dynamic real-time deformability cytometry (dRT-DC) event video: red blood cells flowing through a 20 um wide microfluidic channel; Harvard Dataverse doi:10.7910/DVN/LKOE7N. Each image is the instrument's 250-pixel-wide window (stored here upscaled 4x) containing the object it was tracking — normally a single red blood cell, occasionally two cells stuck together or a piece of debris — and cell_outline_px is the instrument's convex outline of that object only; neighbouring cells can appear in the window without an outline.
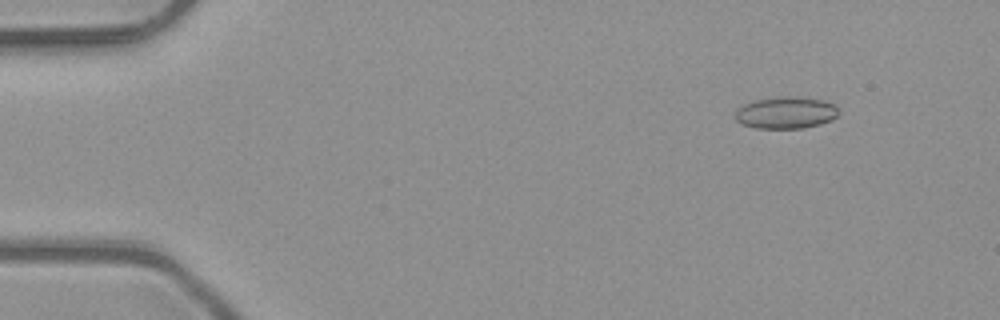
{"species": "common noctule bat (a hibernating species)", "species_latin": "Nyctalus noctula", "temperature_condition": "room temperature", "stored_images_in_passage": 51, "camera_frame_rate_fps": 3000, "um_per_image_px": 0.085, "animal": {"sex": "male", "body_mass_g": 23.1, "forearm_length_mm": 52.7}, "frame": {"image": 1, "passage_image": 6, "time_ms": 1.667, "image_size_px": [1000, 320], "cell_outline_px": [[836, 116], [832, 120], [820, 124], [804, 128], [756, 128], [744, 124], [736, 120], [736, 108], [752, 100], [776, 96], [800, 96], [824, 100], [836, 104]], "centroid_in_image_um": [66.79, 9.55], "position_along_channel_um": 18.2, "area_um2": 19.42}}
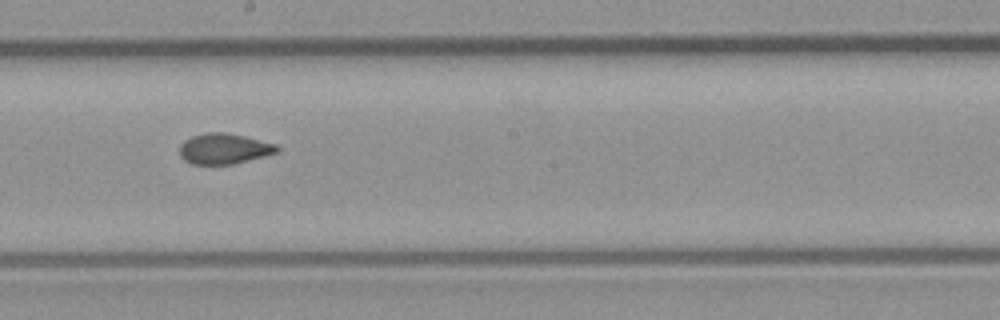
{"frame": {"image": 2, "passage_image": 29, "time_ms": 9.333, "image_size_px": [1000, 320], "cell_outline_px": [[280, 152], [232, 164], [192, 164], [184, 160], [180, 156], [180, 144], [184, 140], [192, 136], [208, 132], [224, 132], [244, 136], [276, 144], [280, 148]], "centroid_in_image_um": [19.04, 12.64], "position_along_channel_um": 229.2, "area_um2": 17.34}}
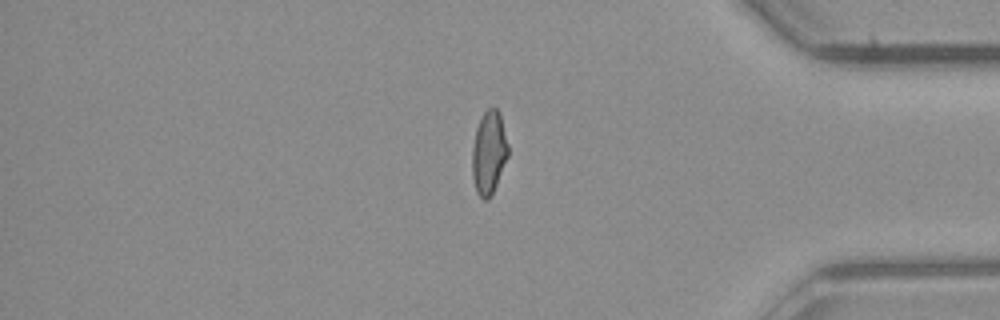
{"frame": {"image": 3, "passage_image": 43, "time_ms": 14.0, "image_size_px": [1000, 320], "cell_outline_px": [[508, 156], [492, 196], [488, 200], [484, 200], [476, 192], [472, 176], [472, 148], [476, 128], [484, 112], [488, 108], [496, 108], [500, 112], [508, 144]], "centroid_in_image_um": [41.55, 13.0], "position_along_channel_um": 393.6, "area_um2": 17.57}, "authors_computed_cell_mechanics": {"area_um2": 18.0336, "velocity_mm_per_s": 4.0818, "shape_relaxation_time_tau1_ms": null, "shape_relaxation_time_tau2_ms": 1.7265, "deformation_change_tau1": null, "deformation_change_tau2": 0.0561}}